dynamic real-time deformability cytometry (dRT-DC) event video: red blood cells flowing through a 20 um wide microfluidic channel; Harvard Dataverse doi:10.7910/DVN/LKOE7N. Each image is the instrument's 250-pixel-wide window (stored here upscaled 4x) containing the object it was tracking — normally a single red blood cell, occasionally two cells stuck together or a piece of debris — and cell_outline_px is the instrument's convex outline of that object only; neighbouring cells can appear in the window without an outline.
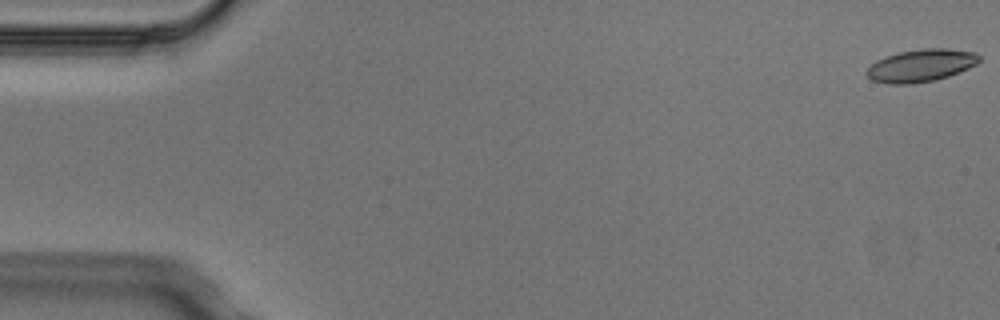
{"species": "Egyptian fruit bat (a non-hibernating species)", "species_latin": "Rousettus aegyptiacus", "temperature_condition": "cold", "stored_images_in_passage": 5, "camera_frame_rate_fps": 3000, "um_per_image_px": 0.085, "animal": {"sex": "male"}, "frame": {"image": 1, "passage_image": 1, "time_ms": 0.0, "image_size_px": [1000, 320], "cell_outline_px": [[980, 60], [976, 64], [960, 72], [936, 80], [912, 84], [888, 84], [872, 80], [864, 72], [876, 60], [884, 56], [900, 52], [924, 48], [948, 48], [976, 52], [980, 56]], "centroid_in_image_um": [78.28, 5.57], "position_along_channel_um": 6.7, "area_um2": 21.5}}
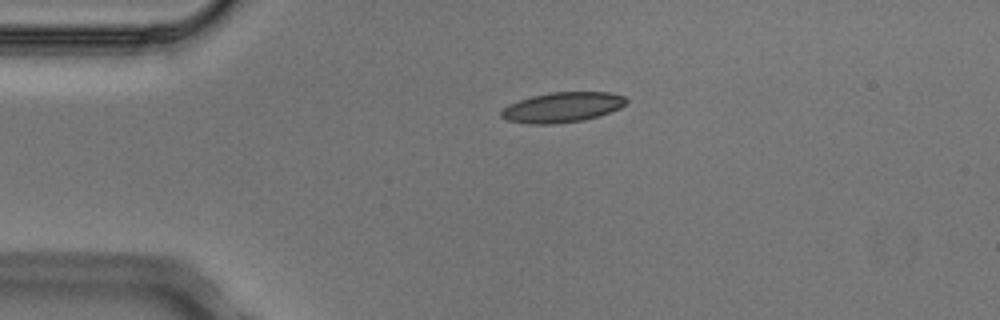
{"frame": {"image": 2, "passage_image": 4, "time_ms": 1.0, "image_size_px": [1000, 320], "cell_outline_px": [[628, 100], [620, 108], [600, 116], [584, 120], [556, 124], [528, 124], [504, 120], [500, 116], [500, 112], [508, 104], [532, 96], [552, 92], [612, 92], [624, 96]], "centroid_in_image_um": [47.78, 9.13], "position_along_channel_um": 37.2, "area_um2": 22.14}}